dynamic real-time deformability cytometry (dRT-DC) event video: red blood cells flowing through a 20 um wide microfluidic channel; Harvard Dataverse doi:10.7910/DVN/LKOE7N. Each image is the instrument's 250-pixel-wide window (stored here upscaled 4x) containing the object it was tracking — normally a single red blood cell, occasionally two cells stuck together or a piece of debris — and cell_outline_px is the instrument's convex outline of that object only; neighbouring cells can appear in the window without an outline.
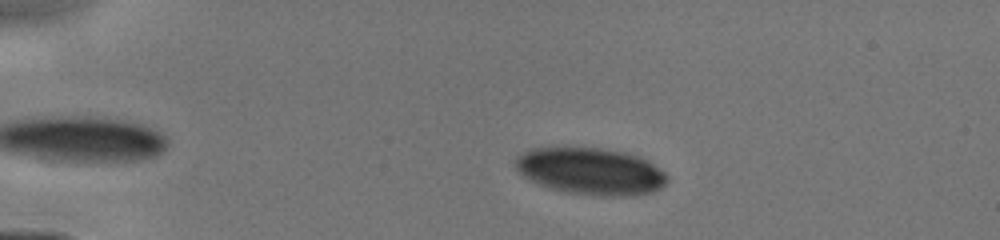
{"species": "human", "species_latin": "Homo sapiens", "temperature_condition": "cold", "stored_images_in_passage": 49, "camera_frame_rate_fps": 3000, "um_per_image_px": 0.085, "donor": {"sex": "male"}, "frame": {"image": 1, "passage_image": 10, "time_ms": 3.0, "image_size_px": [1000, 240], "cell_outline_px": [[668, 180], [660, 188], [652, 192], [636, 196], [600, 196], [564, 192], [548, 188], [524, 176], [516, 168], [516, 156], [532, 148], [600, 148], [620, 152], [636, 156], [652, 164], [664, 172], [668, 176]], "centroid_in_image_um": [50.21, 14.58], "position_along_channel_um": 34.8, "area_um2": 41.1}}
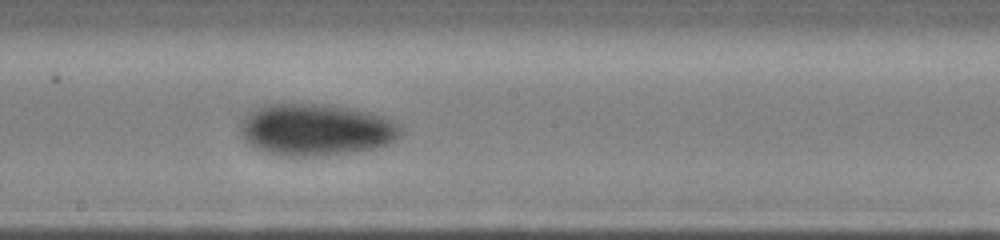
{"frame": {"image": 2, "passage_image": 26, "time_ms": 8.667, "image_size_px": [1000, 240], "cell_outline_px": [[400, 132], [388, 144], [380, 148], [356, 152], [316, 156], [280, 156], [260, 152], [252, 148], [244, 140], [240, 132], [240, 120], [252, 108], [264, 104], [316, 104], [344, 108], [368, 112], [384, 116], [400, 124]], "centroid_in_image_um": [26.76, 11.05], "position_along_channel_um": 221.4, "area_um2": 48.96}}
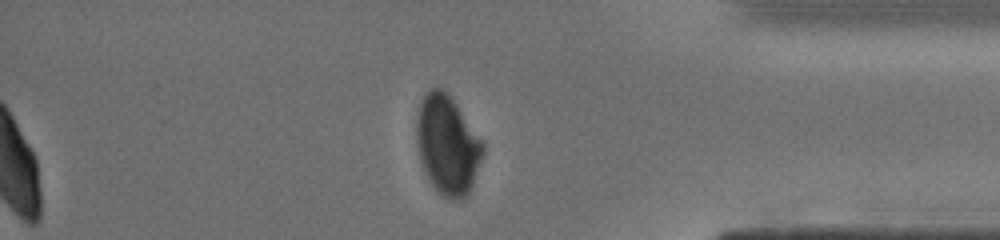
{"frame": {"image": 3, "passage_image": 39, "time_ms": 13.0, "image_size_px": [1000, 240], "cell_outline_px": [[484, 152], [472, 184], [468, 192], [460, 200], [448, 200], [432, 184], [420, 160], [416, 140], [416, 120], [420, 104], [424, 96], [432, 88], [440, 88], [456, 104], [484, 144]], "centroid_in_image_um": [38.02, 12.34], "position_along_channel_um": 397.2, "area_um2": 37.4}}